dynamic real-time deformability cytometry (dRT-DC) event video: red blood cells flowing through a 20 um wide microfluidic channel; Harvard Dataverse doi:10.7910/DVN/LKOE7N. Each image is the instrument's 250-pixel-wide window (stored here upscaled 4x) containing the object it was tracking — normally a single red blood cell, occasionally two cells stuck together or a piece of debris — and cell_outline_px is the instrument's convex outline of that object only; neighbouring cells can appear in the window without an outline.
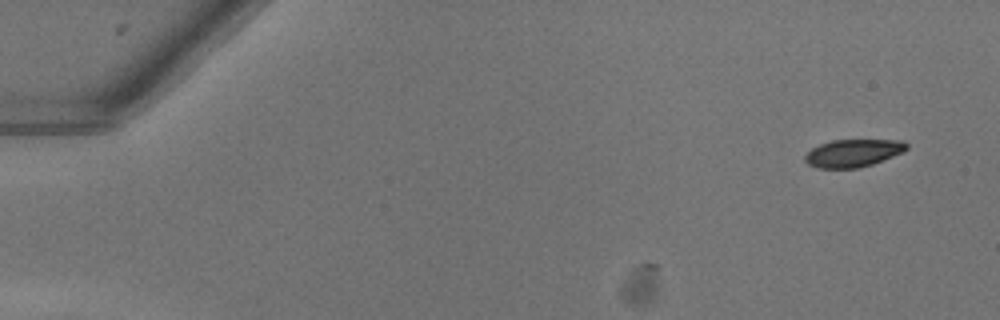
{"species": "common noctule bat (a hibernating species)", "species_latin": "Nyctalus noctula", "temperature_condition": "warm", "stored_images_in_passage": 2, "camera_frame_rate_fps": 3000, "um_per_image_px": 0.085, "animal": {"sex": "female"}, "frame": {"image": 1, "passage_image": 2, "time_ms": 0.333, "image_size_px": [1000, 320], "cell_outline_px": [[908, 148], [904, 152], [872, 164], [856, 168], [816, 168], [808, 164], [804, 160], [804, 156], [812, 148], [820, 144], [832, 140], [900, 140], [908, 144]], "centroid_in_image_um": [72.51, 13.01], "position_along_channel_um": 12.5, "area_um2": 16.36}}